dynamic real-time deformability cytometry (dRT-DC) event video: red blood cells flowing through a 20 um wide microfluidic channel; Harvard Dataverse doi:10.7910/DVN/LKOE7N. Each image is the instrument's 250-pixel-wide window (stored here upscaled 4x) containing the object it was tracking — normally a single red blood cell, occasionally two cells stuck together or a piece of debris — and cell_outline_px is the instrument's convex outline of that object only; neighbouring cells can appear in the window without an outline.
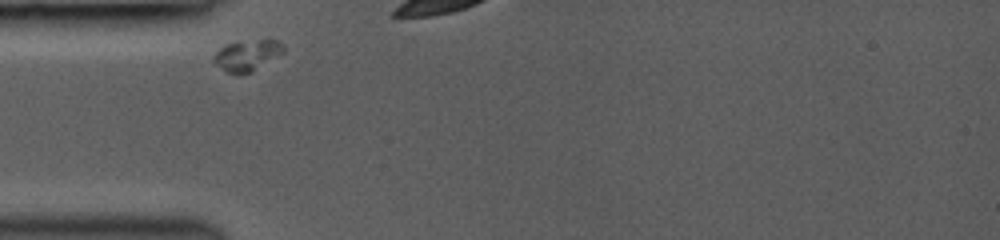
{"species": "common noctule bat (a hibernating species)", "species_latin": "Nyctalus noctula", "temperature_condition": "room temperature", "stored_images_in_passage": 7, "segment_of_instrument_passage": [1, 2], "camera_frame_rate_fps": 3000, "um_per_image_px": 0.085, "animal": {"sex": "female", "body_mass_g": 19.0, "forearm_length_mm": 53.3}, "frame": {"image": 1, "passage_image": 1, "time_ms": 0.0, "image_size_px": [1000, 240], "cell_outline_px": [[284, 52], [280, 56], [252, 72], [240, 76], [228, 72], [216, 64], [212, 60], [216, 52], [220, 48], [228, 44], [260, 40], [276, 40], [284, 48]], "centroid_in_image_um": [21.03, 4.75], "position_along_channel_um": 64.0, "area_um2": 12.43}}
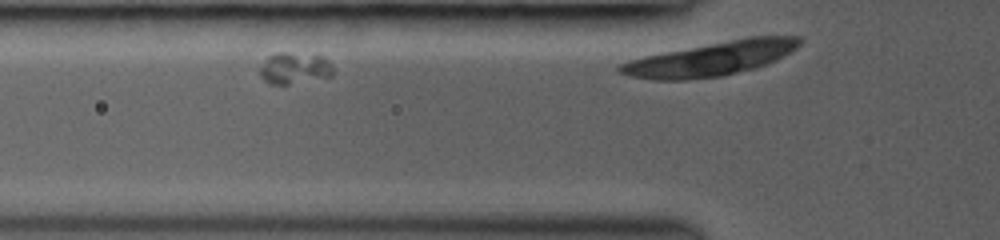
{"frame": {"image": 2, "passage_image": 4, "time_ms": 1.0, "image_size_px": [1000, 240], "cell_outline_px": [[332, 76], [288, 84], [272, 84], [264, 80], [260, 76], [260, 68], [264, 60], [268, 56], [276, 52], [284, 52], [324, 56], [332, 64]], "centroid_in_image_um": [25.02, 5.78], "position_along_channel_um": 100.8, "area_um2": 13.41}}